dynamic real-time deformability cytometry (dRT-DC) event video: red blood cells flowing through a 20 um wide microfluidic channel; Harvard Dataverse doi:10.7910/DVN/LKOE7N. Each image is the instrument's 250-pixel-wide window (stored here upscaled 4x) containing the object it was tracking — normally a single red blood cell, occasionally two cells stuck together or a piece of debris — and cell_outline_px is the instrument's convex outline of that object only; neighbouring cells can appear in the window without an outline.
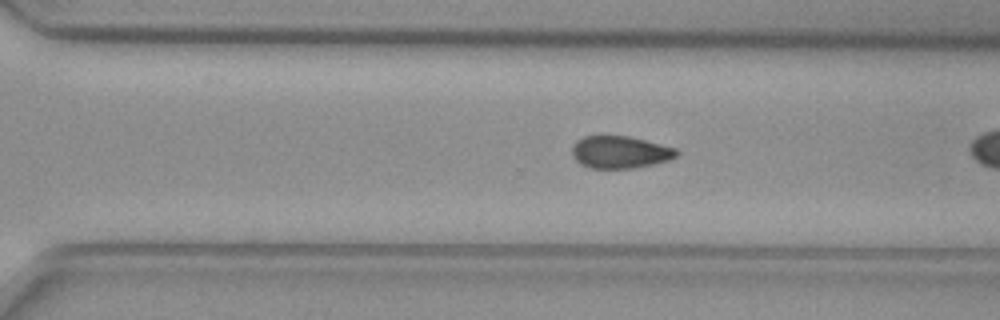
{"species": "common noctule bat (a hibernating species)", "species_latin": "Nyctalus noctula", "temperature_condition": "cold", "stored_images_in_passage": 35, "camera_frame_rate_fps": 3000, "um_per_image_px": 0.085, "animal": {"sex": "female", "body_mass_g": 29.2, "forearm_length_mm": 56.3}, "frame": {"image": 1, "passage_image": 30, "time_ms": 9.667, "image_size_px": [1000, 320], "cell_outline_px": [[680, 152], [676, 156], [668, 160], [652, 164], [632, 168], [588, 168], [580, 164], [572, 156], [572, 148], [576, 140], [584, 136], [628, 136], [676, 148]], "centroid_in_image_um": [52.67, 12.93], "position_along_channel_um": 317.9, "area_um2": 19.59}}